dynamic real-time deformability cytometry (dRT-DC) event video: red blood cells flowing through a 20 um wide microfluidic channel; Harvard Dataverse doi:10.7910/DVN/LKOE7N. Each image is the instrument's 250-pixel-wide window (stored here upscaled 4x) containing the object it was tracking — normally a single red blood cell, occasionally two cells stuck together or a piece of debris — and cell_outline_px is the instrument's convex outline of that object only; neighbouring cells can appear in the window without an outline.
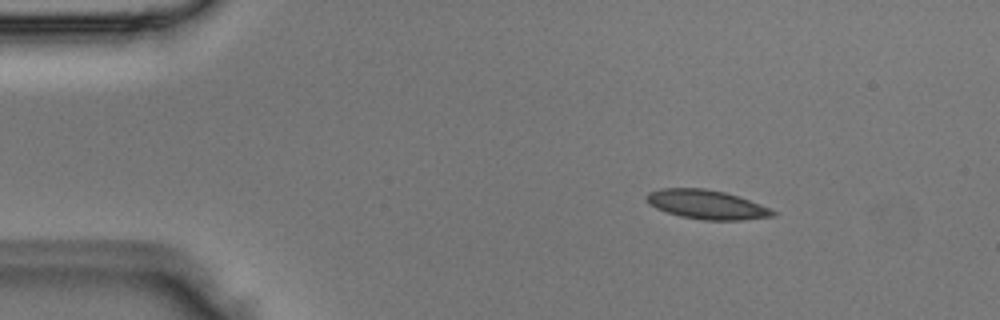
{"species": "Egyptian fruit bat (a non-hibernating species)", "species_latin": "Rousettus aegyptiacus", "temperature_condition": "room temperature", "stored_images_in_passage": 3, "camera_frame_rate_fps": 3000, "um_per_image_px": 0.085, "animal": {"sex": "male"}, "frame": {"image": 1, "passage_image": 1, "time_ms": 0.0, "image_size_px": [1000, 320], "cell_outline_px": [[776, 216], [744, 220], [704, 220], [680, 216], [656, 208], [648, 204], [644, 200], [644, 196], [648, 192], [660, 188], [704, 188], [724, 192], [760, 204], [776, 212]], "centroid_in_image_um": [60.01, 17.38], "position_along_channel_um": 25.0, "area_um2": 21.44}}
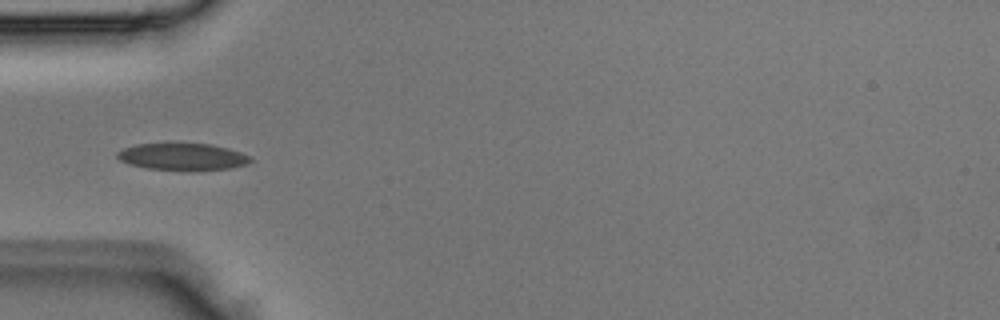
{"frame": {"image": 2, "passage_image": 3, "time_ms": 0.667, "image_size_px": [1000, 320], "cell_outline_px": [[252, 160], [248, 164], [228, 168], [148, 168], [128, 164], [120, 160], [116, 156], [116, 152], [124, 148], [136, 144], [212, 144], [228, 148], [252, 156]], "centroid_in_image_um": [15.51, 13.28], "position_along_channel_um": 69.5, "area_um2": 20.06}}